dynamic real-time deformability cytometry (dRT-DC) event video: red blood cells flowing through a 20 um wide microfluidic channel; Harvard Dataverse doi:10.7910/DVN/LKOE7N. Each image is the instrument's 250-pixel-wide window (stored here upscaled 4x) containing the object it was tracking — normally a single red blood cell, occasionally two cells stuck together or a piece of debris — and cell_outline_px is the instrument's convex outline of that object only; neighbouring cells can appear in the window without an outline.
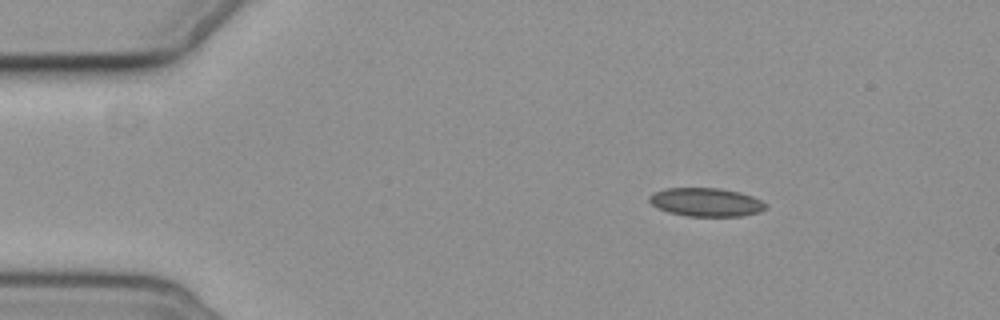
{"species": "common noctule bat (a hibernating species)", "species_latin": "Nyctalus noctula", "temperature_condition": "cold", "stored_images_in_passage": 8, "camera_frame_rate_fps": 3000, "um_per_image_px": 0.085, "animal": {"sex": "female", "body_mass_g": 19.3, "forearm_length_mm": 54.1}, "frame": {"image": 1, "passage_image": 2, "time_ms": 1.0, "image_size_px": [1000, 320], "cell_outline_px": [[768, 208], [756, 212], [740, 216], [688, 216], [668, 212], [652, 204], [648, 200], [648, 196], [652, 192], [664, 188], [720, 188], [740, 192], [752, 196], [768, 204]], "centroid_in_image_um": [60.0, 17.17], "position_along_channel_um": 25.0, "area_um2": 19.36}}
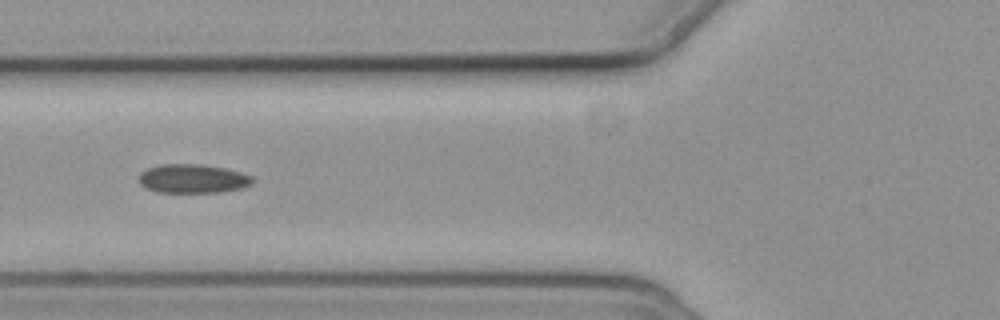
{"frame": {"image": 2, "passage_image": 5, "time_ms": 5.333, "image_size_px": [1000, 320], "cell_outline_px": [[252, 184], [240, 188], [220, 192], [156, 192], [144, 188], [140, 184], [140, 172], [148, 168], [160, 164], [200, 164], [224, 168], [240, 172], [252, 176]], "centroid_in_image_um": [16.35, 15.18], "position_along_channel_um": 109.5, "area_um2": 19.07}}
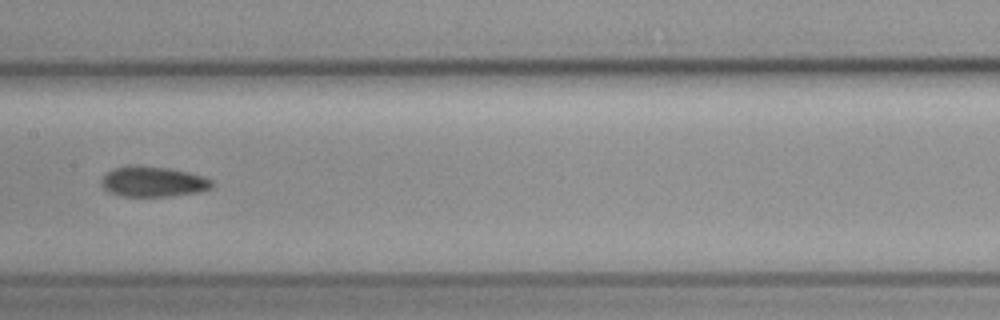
{"frame": {"image": 3, "passage_image": 7, "time_ms": 7.667, "image_size_px": [1000, 320], "cell_outline_px": [[216, 184], [212, 188], [200, 192], [172, 196], [124, 196], [108, 192], [100, 184], [100, 180], [112, 168], [128, 164], [136, 164], [168, 168], [188, 172], [204, 176], [212, 180]], "centroid_in_image_um": [13.02, 15.42], "position_along_channel_um": 194.4, "area_um2": 20.0}}